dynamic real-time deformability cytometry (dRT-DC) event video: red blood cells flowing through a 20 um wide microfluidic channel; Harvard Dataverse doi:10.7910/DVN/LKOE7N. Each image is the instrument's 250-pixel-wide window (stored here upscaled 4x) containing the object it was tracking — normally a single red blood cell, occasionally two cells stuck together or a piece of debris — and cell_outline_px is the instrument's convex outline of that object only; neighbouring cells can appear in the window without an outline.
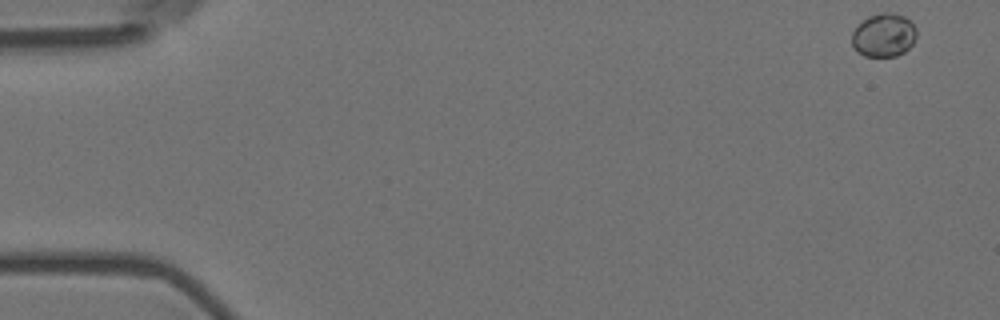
{"species": "Egyptian fruit bat (a non-hibernating species)", "species_latin": "Rousettus aegyptiacus", "temperature_condition": "room temperature", "stored_images_in_passage": 56, "camera_frame_rate_fps": 3000, "um_per_image_px": 0.085, "animal": {"sex": "female"}, "frame": {"image": 1, "passage_image": 1, "time_ms": 0.0, "image_size_px": [1000, 320], "cell_outline_px": [[916, 36], [912, 44], [904, 52], [896, 56], [864, 56], [852, 44], [852, 32], [868, 16], [880, 12], [892, 12], [904, 16], [916, 28]], "centroid_in_image_um": [75.13, 2.97], "position_along_channel_um": 9.9, "area_um2": 16.18}}
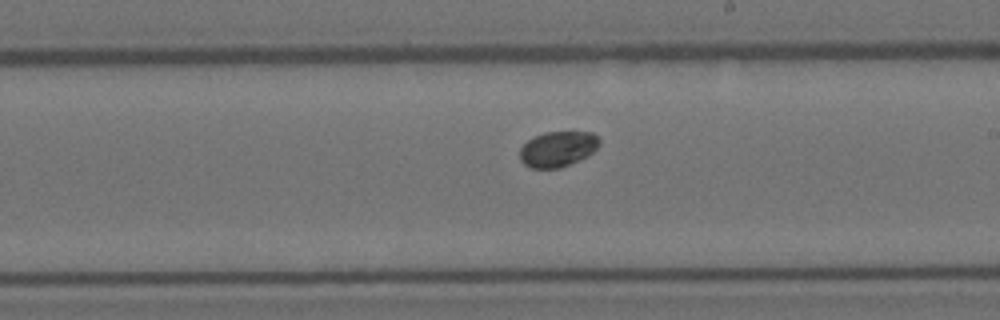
{"frame": {"image": 2, "passage_image": 32, "time_ms": 10.333, "image_size_px": [1000, 320], "cell_outline_px": [[600, 144], [588, 156], [560, 168], [532, 168], [524, 164], [520, 160], [520, 148], [528, 140], [544, 132], [592, 132], [600, 140]], "centroid_in_image_um": [47.41, 12.67], "position_along_channel_um": 241.6, "area_um2": 16.36}}
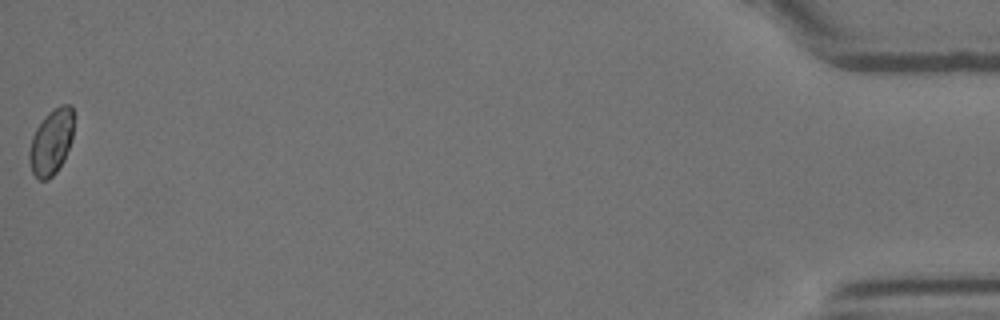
{"frame": {"image": 3, "passage_image": 56, "time_ms": 18.333, "image_size_px": [1000, 320], "cell_outline_px": [[72, 136], [64, 160], [56, 172], [48, 180], [40, 180], [32, 172], [28, 160], [28, 152], [32, 136], [36, 128], [44, 116], [52, 108], [60, 104], [72, 104]], "centroid_in_image_um": [4.33, 12.05], "position_along_channel_um": 430.9, "area_um2": 17.05}}